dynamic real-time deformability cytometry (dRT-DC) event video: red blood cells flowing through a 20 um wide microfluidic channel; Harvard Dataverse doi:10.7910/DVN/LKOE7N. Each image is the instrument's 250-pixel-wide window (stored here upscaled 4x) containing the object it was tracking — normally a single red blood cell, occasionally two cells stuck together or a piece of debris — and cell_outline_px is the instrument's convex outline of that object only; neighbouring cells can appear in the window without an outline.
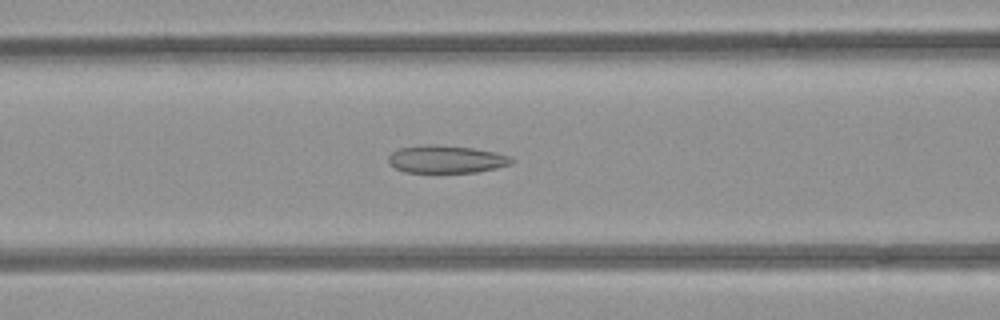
{"species": "common noctule bat (a hibernating species)", "species_latin": "Nyctalus noctula", "temperature_condition": "room temperature", "stored_images_in_passage": 36, "camera_frame_rate_fps": 3000, "um_per_image_px": 0.085, "animal": {"sex": "female", "body_mass_g": 21.9}, "frame": {"image": 1, "passage_image": 13, "time_ms": 4.0, "image_size_px": [1000, 320], "cell_outline_px": [[516, 160], [512, 164], [496, 168], [476, 172], [404, 172], [388, 164], [388, 156], [392, 152], [400, 148], [428, 144], [436, 144], [472, 148], [496, 152], [512, 156]], "centroid_in_image_um": [37.96, 13.53], "position_along_channel_um": 128.6, "area_um2": 20.0}}
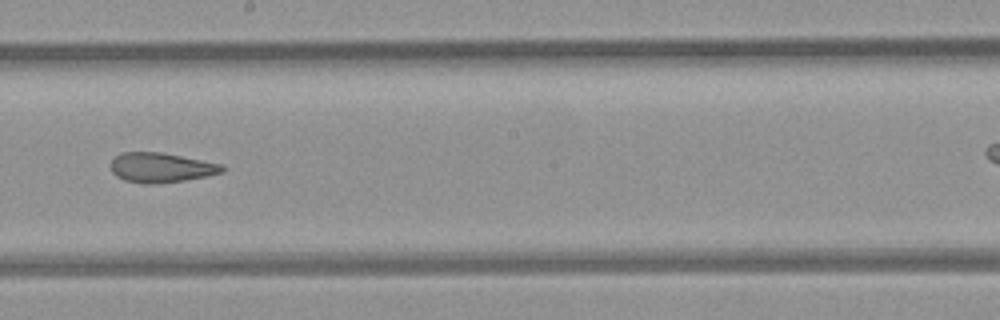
{"frame": {"image": 2, "passage_image": 21, "time_ms": 6.667, "image_size_px": [1000, 320], "cell_outline_px": [[228, 168], [224, 172], [208, 176], [184, 180], [152, 184], [144, 184], [124, 180], [116, 176], [112, 172], [112, 160], [120, 152], [160, 152], [224, 164]], "centroid_in_image_um": [13.74, 14.24], "position_along_channel_um": 234.5, "area_um2": 19.42}}
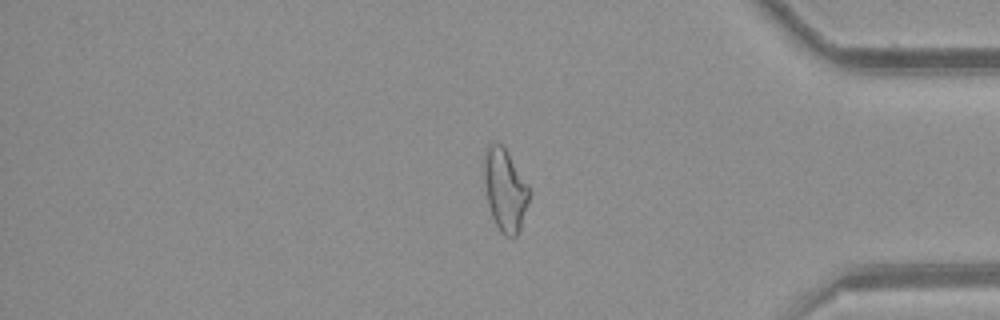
{"frame": {"image": 3, "passage_image": 35, "time_ms": 11.333, "image_size_px": [1000, 320], "cell_outline_px": [[532, 192], [520, 228], [516, 236], [504, 236], [500, 232], [492, 216], [488, 204], [484, 180], [484, 152], [488, 144], [492, 140], [500, 144], [508, 152]], "centroid_in_image_um": [42.92, 16.12], "position_along_channel_um": 392.3, "area_um2": 21.73}}